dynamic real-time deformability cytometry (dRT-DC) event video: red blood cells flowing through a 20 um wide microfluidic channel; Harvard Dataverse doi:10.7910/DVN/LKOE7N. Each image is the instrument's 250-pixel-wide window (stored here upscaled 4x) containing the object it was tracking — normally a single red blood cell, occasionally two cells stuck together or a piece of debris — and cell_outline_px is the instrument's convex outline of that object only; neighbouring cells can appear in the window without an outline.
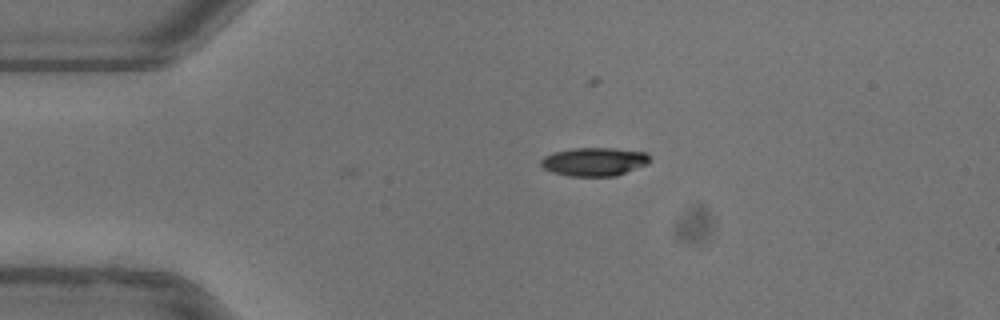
{"species": "common noctule bat (a hibernating species)", "species_latin": "Nyctalus noctula", "temperature_condition": "warm", "stored_images_in_passage": 31, "camera_frame_rate_fps": 3000, "um_per_image_px": 0.085, "animal": {"sex": "female"}, "frame": {"image": 1, "passage_image": 1, "time_ms": 0.0, "image_size_px": [1000, 320], "cell_outline_px": [[648, 164], [616, 176], [568, 176], [552, 172], [544, 168], [540, 164], [540, 160], [544, 156], [552, 152], [572, 148], [612, 148], [648, 152]], "centroid_in_image_um": [50.49, 13.74], "position_along_channel_um": 34.5, "area_um2": 18.15}}
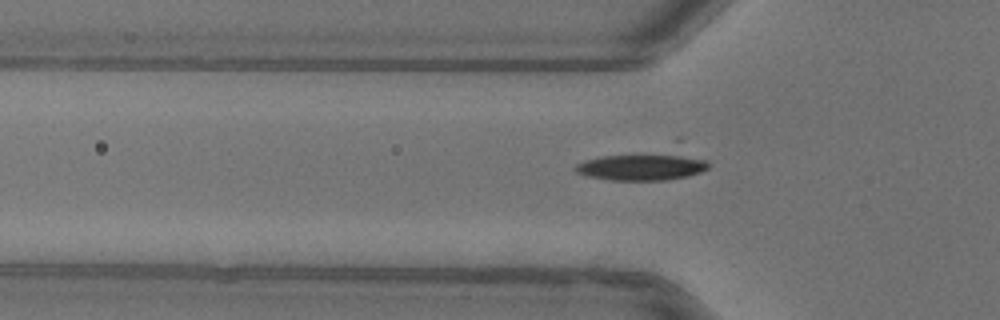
{"frame": {"image": 2, "passage_image": 7, "time_ms": 2.0, "image_size_px": [1000, 320], "cell_outline_px": [[708, 168], [700, 172], [688, 176], [668, 180], [612, 180], [588, 176], [576, 172], [572, 168], [576, 164], [584, 160], [600, 156], [668, 152], [672, 152], [708, 160]], "centroid_in_image_um": [54.57, 14.16], "position_along_channel_um": 71.2, "area_um2": 21.27}}
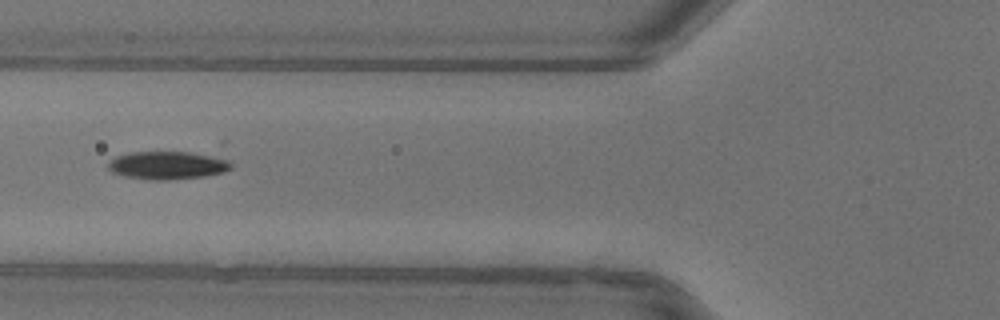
{"frame": {"image": 3, "passage_image": 10, "time_ms": 3.0, "image_size_px": [1000, 320], "cell_outline_px": [[232, 168], [224, 172], [204, 176], [168, 180], [148, 180], [124, 176], [112, 172], [108, 168], [108, 160], [116, 156], [128, 152], [192, 152], [220, 156], [228, 160], [232, 164]], "centroid_in_image_um": [14.24, 14.04], "position_along_channel_um": 111.6, "area_um2": 20.4}, "authors_computed_cell_mechanics": {"area_um2": 20.2878, "velocity_mm_per_s": 3.9447, "shape_relaxation_time_tau1_ms": 4.1824, "shape_relaxation_time_tau2_ms": 5.6738, "deformation_change_tau1": 0.1429, "deformation_change_tau2": 0.119}}